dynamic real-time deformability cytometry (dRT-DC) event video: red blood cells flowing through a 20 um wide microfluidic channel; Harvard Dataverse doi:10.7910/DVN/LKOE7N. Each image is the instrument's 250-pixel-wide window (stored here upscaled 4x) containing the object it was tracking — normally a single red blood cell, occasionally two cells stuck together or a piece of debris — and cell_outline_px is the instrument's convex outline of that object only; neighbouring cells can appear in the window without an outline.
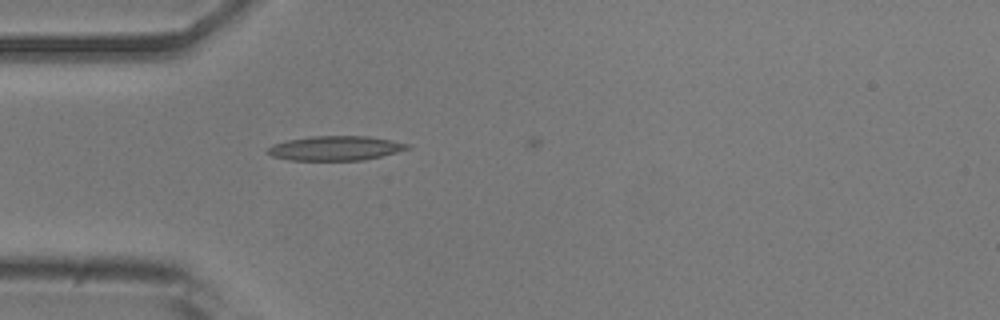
{"species": "common noctule bat (a hibernating species)", "species_latin": "Nyctalus noctula", "temperature_condition": "room temperature", "stored_images_in_passage": 6, "camera_frame_rate_fps": 3000, "um_per_image_px": 0.085, "animal": {"sex": "male", "body_mass_g": 20.5, "forearm_length_mm": 52.5}, "frame": {"image": 1, "passage_image": 5, "time_ms": 1.333, "image_size_px": [1000, 320], "cell_outline_px": [[412, 148], [364, 160], [288, 160], [272, 156], [264, 152], [272, 144], [288, 140], [308, 136], [368, 136], [392, 140], [412, 144]], "centroid_in_image_um": [28.51, 12.59], "position_along_channel_um": 56.5, "area_um2": 20.11}}